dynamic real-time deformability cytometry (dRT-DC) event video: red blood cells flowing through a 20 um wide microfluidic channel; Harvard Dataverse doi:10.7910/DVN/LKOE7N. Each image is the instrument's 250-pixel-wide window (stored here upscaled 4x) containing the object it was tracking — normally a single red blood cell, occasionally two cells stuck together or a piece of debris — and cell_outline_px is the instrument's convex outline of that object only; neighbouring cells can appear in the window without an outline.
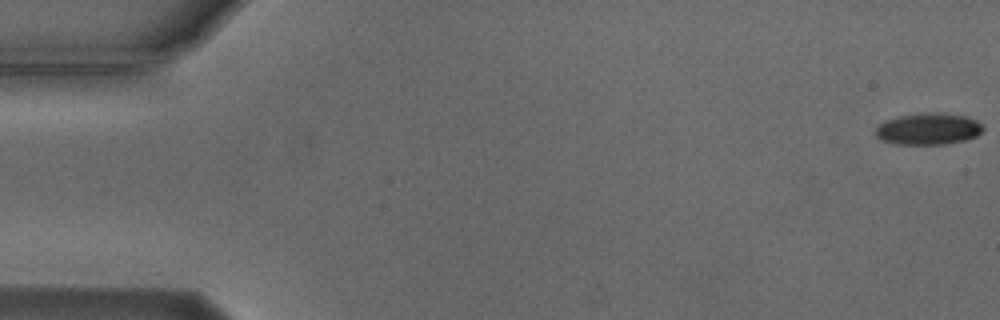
{"species": "Egyptian fruit bat (a non-hibernating species)", "species_latin": "Rousettus aegyptiacus", "temperature_condition": "cold", "stored_images_in_passage": 55, "camera_frame_rate_fps": 3000, "um_per_image_px": 0.085, "animal": {"sex": "male"}, "frame": {"image": 1, "passage_image": 1, "time_ms": 0.0, "image_size_px": [1000, 320], "cell_outline_px": [[984, 128], [976, 136], [964, 140], [944, 144], [896, 144], [880, 140], [876, 136], [876, 128], [880, 124], [888, 120], [900, 116], [924, 112], [940, 112], [964, 116], [976, 120]], "centroid_in_image_um": [78.9, 10.95], "position_along_channel_um": 6.1, "area_um2": 19.65}}
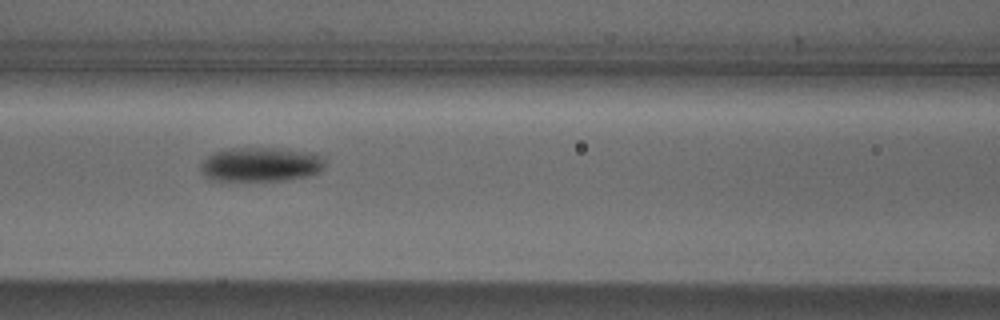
{"frame": {"image": 2, "passage_image": 24, "time_ms": 7.667, "image_size_px": [1000, 320], "cell_outline_px": [[324, 168], [320, 172], [304, 176], [284, 180], [212, 180], [204, 176], [200, 168], [200, 164], [212, 152], [228, 148], [280, 148], [316, 152], [324, 156]], "centroid_in_image_um": [22.19, 13.95], "position_along_channel_um": 144.4, "area_um2": 25.09}}
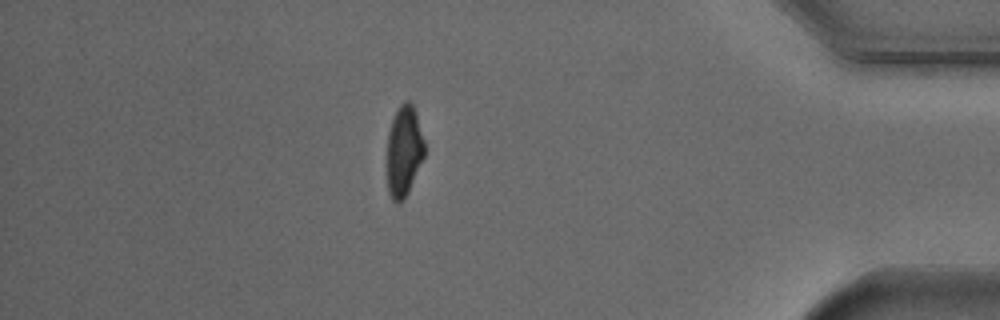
{"frame": {"image": 3, "passage_image": 48, "time_ms": 15.667, "image_size_px": [1000, 320], "cell_outline_px": [[424, 156], [408, 192], [404, 200], [400, 204], [392, 200], [388, 192], [388, 132], [392, 120], [400, 104], [404, 100], [408, 100], [412, 104], [424, 140]], "centroid_in_image_um": [34.33, 12.86], "position_along_channel_um": 400.9, "area_um2": 19.48}, "authors_computed_cell_mechanics": {"area_um2": 21.7906, "velocity_mm_per_s": 3.7448, "shape_relaxation_time_tau1_ms": 3.1869, "shape_relaxation_time_tau2_ms": null, "deformation_change_tau1": 0.1257, "deformation_change_tau2": null}}